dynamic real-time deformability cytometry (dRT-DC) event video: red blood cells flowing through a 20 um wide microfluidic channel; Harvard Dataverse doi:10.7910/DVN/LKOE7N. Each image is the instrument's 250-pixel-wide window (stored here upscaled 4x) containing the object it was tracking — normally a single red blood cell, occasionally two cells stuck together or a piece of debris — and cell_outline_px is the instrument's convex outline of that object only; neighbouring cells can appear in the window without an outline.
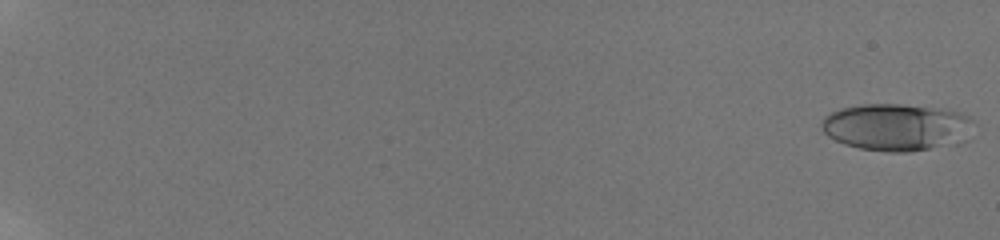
{"species": "human", "species_latin": "Homo sapiens", "temperature_condition": "room temperature", "stored_images_in_passage": 58, "camera_frame_rate_fps": 3000, "um_per_image_px": 0.085, "donor": {"sex": "male"}, "frame": {"image": 1, "passage_image": 1, "time_ms": 0.0, "image_size_px": [1000, 240], "cell_outline_px": [[976, 124], [956, 144], [904, 152], [888, 152], [860, 148], [844, 144], [828, 136], [824, 132], [820, 124], [824, 116], [840, 108], [860, 104], [900, 104], [944, 108], [960, 112], [968, 116]], "centroid_in_image_um": [76.18, 10.79], "position_along_channel_um": 8.8, "area_um2": 41.79}}
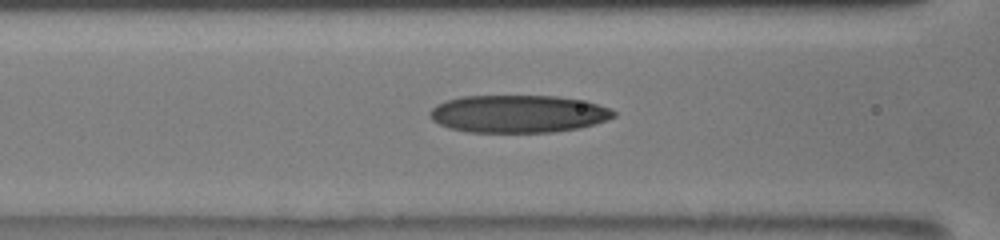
{"frame": {"image": 2, "passage_image": 29, "time_ms": 9.333, "image_size_px": [1000, 240], "cell_outline_px": [[616, 116], [608, 120], [580, 128], [552, 132], [468, 132], [448, 128], [432, 120], [428, 116], [428, 112], [436, 104], [460, 96], [556, 96], [584, 100], [612, 108], [616, 112]], "centroid_in_image_um": [44.06, 9.67], "position_along_channel_um": 122.5, "area_um2": 40.63}}
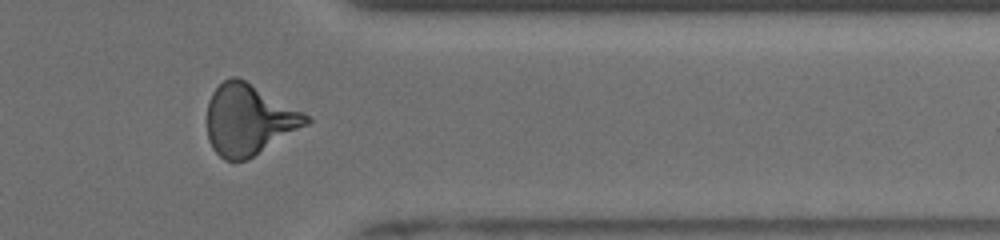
{"frame": {"image": 3, "passage_image": 50, "time_ms": 16.333, "image_size_px": [1000, 240], "cell_outline_px": [[312, 120], [308, 124], [252, 156], [244, 160], [224, 160], [212, 148], [208, 140], [208, 100], [212, 92], [224, 80], [232, 76], [236, 76], [244, 80], [304, 112]], "centroid_in_image_um": [21.13, 10.16], "position_along_channel_um": 390.3, "area_um2": 40.17}, "authors_computed_cell_mechanics": {"area_um2": 38.7549, "velocity_mm_per_s": 3.8644, "shape_relaxation_time_tau1_ms": 7.2225, "shape_relaxation_time_tau2_ms": 1.9743, "deformation_change_tau1": 0.2422, "deformation_change_tau2": 0.1047}}